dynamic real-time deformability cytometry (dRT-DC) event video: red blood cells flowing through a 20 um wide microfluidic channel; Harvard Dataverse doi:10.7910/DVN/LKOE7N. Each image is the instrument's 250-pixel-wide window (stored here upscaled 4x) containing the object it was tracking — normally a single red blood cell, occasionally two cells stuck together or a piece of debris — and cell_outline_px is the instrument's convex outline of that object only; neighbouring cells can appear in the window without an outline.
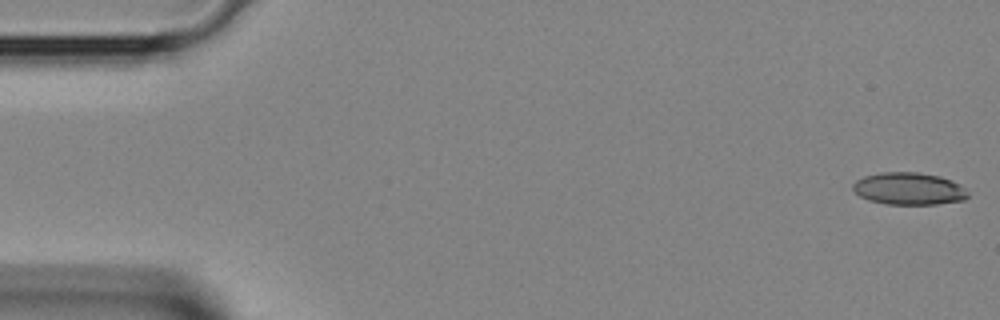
{"species": "Egyptian fruit bat (a non-hibernating species)", "species_latin": "Rousettus aegyptiacus", "temperature_condition": "room temperature", "stored_images_in_passage": 3, "camera_frame_rate_fps": 3000, "um_per_image_px": 0.085, "animal": {"sex": "female"}, "frame": {"image": 1, "passage_image": 1, "time_ms": 0.0, "image_size_px": [1000, 320], "cell_outline_px": [[968, 196], [964, 200], [936, 204], [884, 204], [868, 200], [860, 196], [852, 188], [852, 184], [856, 180], [864, 176], [880, 172], [916, 172], [940, 176], [952, 180], [964, 188], [968, 192]], "centroid_in_image_um": [77.24, 16.03], "position_along_channel_um": 7.8, "area_um2": 21.68}}
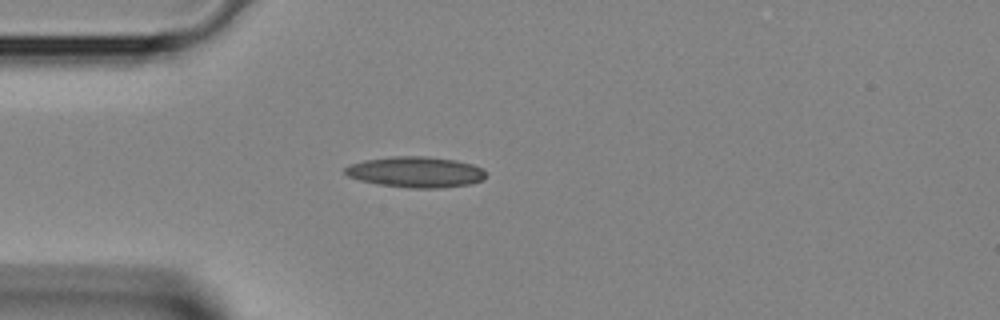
{"frame": {"image": 2, "passage_image": 3, "time_ms": 0.667, "image_size_px": [1000, 320], "cell_outline_px": [[484, 180], [472, 184], [440, 188], [408, 188], [376, 184], [360, 180], [348, 176], [344, 172], [344, 168], [348, 164], [364, 160], [392, 156], [428, 156], [456, 160], [472, 164], [484, 168]], "centroid_in_image_um": [35.33, 14.62], "position_along_channel_um": 49.7, "area_um2": 25.61}}